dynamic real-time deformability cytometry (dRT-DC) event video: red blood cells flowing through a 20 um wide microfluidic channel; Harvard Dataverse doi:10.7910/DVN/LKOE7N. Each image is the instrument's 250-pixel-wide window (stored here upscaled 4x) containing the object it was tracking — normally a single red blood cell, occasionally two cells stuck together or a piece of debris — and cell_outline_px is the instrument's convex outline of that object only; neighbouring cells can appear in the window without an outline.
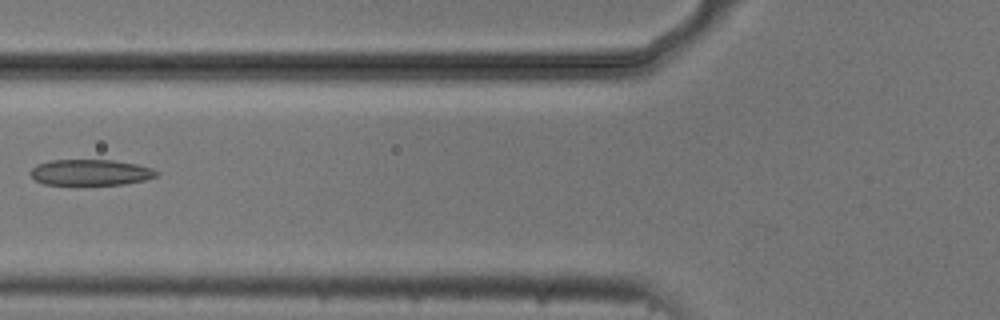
{"species": "common noctule bat (a hibernating species)", "species_latin": "Nyctalus noctula", "temperature_condition": "cold", "stored_images_in_passage": 7, "camera_frame_rate_fps": 3000, "um_per_image_px": 0.085, "animal": {"sex": "male", "body_mass_g": 20.5, "forearm_length_mm": 52.5}, "frame": {"image": 1, "passage_image": 7, "time_ms": 2.0, "image_size_px": [1000, 320], "cell_outline_px": [[160, 172], [156, 176], [144, 180], [124, 184], [44, 184], [36, 180], [28, 172], [36, 164], [52, 160], [112, 160], [136, 164], [152, 168]], "centroid_in_image_um": [7.69, 14.64], "position_along_channel_um": 118.1, "area_um2": 18.9}}